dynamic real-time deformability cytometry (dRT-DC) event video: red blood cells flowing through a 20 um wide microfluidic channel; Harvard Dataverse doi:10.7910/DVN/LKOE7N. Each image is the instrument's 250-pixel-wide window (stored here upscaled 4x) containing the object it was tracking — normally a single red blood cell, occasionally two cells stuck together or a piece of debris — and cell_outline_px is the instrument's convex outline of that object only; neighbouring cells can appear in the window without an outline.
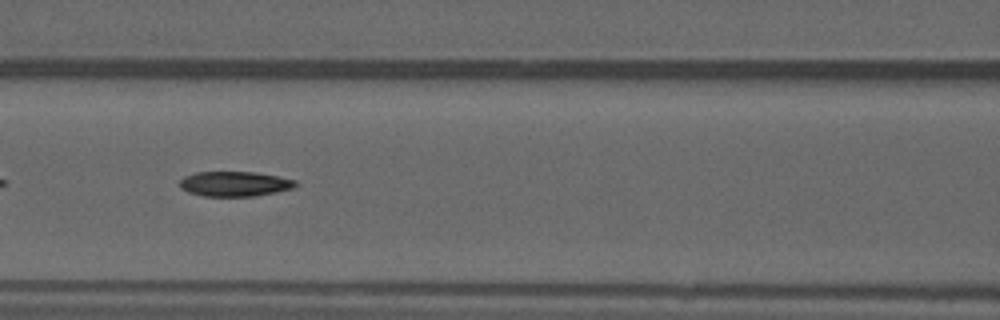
{"species": "common noctule bat (a hibernating species)", "species_latin": "Nyctalus noctula", "temperature_condition": "warm", "stored_images_in_passage": 36, "camera_frame_rate_fps": 3000, "um_per_image_px": 0.085, "animal": {"sex": "male", "forearm_length_mm": 52.5}, "frame": {"image": 1, "passage_image": 11, "time_ms": 3.333, "image_size_px": [1000, 320], "cell_outline_px": [[296, 184], [292, 188], [276, 192], [256, 196], [204, 196], [188, 192], [180, 188], [180, 180], [184, 176], [196, 172], [256, 172], [296, 180]], "centroid_in_image_um": [19.92, 15.63], "position_along_channel_um": 146.7, "area_um2": 16.76}, "authors_computed_cell_mechanics": {"area_um2": 17.051, "velocity_mm_per_s": 4.153, "shape_relaxation_time_tau1_ms": 7.4584, "shape_relaxation_time_tau2_ms": 10.6466, "deformation_change_tau1": 0.2182, "deformation_change_tau2": 0.1942}}